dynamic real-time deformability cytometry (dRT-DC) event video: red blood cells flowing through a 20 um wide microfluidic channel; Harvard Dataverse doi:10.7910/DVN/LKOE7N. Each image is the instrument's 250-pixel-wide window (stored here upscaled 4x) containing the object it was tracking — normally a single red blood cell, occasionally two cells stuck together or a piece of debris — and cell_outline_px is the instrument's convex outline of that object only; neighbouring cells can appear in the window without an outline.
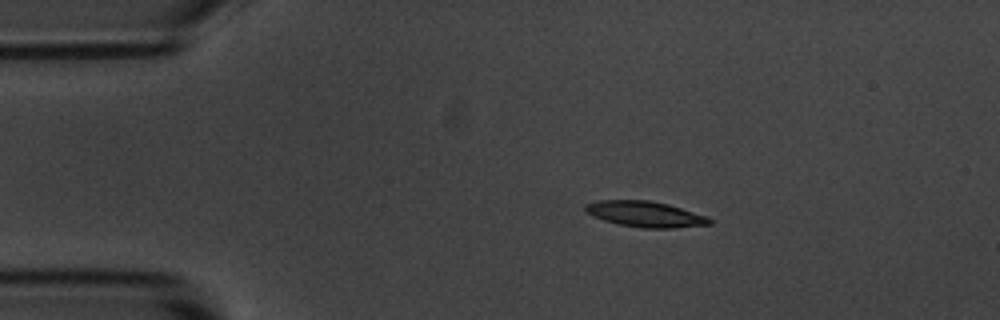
{"species": "common noctule bat (a hibernating species)", "species_latin": "Nyctalus noctula", "temperature_condition": "room temperature", "stored_images_in_passage": 5, "camera_frame_rate_fps": 3000, "um_per_image_px": 0.085, "animal": {"sex": "male", "body_mass_g": 20.1, "forearm_length_mm": 53.5}, "frame": {"image": 1, "passage_image": 2, "time_ms": 2.333, "image_size_px": [1000, 320], "cell_outline_px": [[712, 224], [676, 228], [640, 228], [620, 224], [604, 220], [588, 212], [584, 208], [584, 204], [596, 200], [648, 200], [668, 204], [708, 216], [712, 220]], "centroid_in_image_um": [54.89, 18.2], "position_along_channel_um": 30.1, "area_um2": 18.61}}